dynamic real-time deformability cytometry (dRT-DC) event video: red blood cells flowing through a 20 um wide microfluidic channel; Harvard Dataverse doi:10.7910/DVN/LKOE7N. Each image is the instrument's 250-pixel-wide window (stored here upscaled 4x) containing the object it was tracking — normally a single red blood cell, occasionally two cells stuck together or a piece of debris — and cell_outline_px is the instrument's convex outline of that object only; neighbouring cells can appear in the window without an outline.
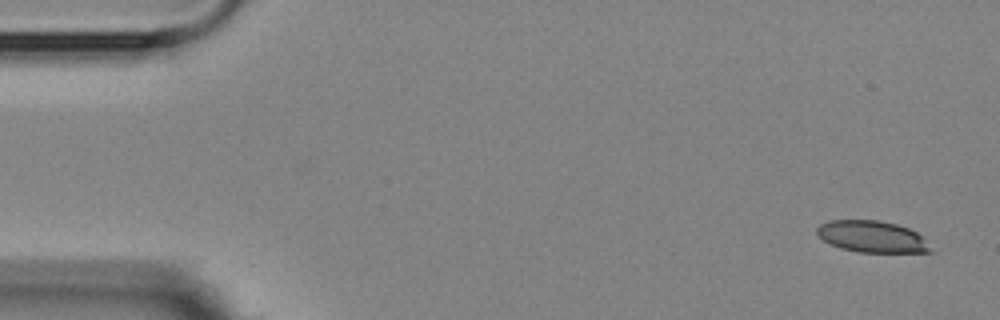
{"species": "Egyptian fruit bat (a non-hibernating species)", "species_latin": "Rousettus aegyptiacus", "temperature_condition": "room temperature", "stored_images_in_passage": 6, "segment_of_instrument_passage": [1, 2], "camera_frame_rate_fps": 3000, "um_per_image_px": 0.085, "animal": {"sex": "female"}, "frame": {"image": 1, "passage_image": 1, "time_ms": 0.0, "image_size_px": [1000, 320], "cell_outline_px": [[932, 252], [860, 252], [840, 248], [824, 240], [816, 232], [816, 228], [820, 224], [832, 220], [880, 220], [896, 224], [908, 228], [916, 232], [932, 248]], "centroid_in_image_um": [74.12, 20.11], "position_along_channel_um": 10.9, "area_um2": 20.69}}